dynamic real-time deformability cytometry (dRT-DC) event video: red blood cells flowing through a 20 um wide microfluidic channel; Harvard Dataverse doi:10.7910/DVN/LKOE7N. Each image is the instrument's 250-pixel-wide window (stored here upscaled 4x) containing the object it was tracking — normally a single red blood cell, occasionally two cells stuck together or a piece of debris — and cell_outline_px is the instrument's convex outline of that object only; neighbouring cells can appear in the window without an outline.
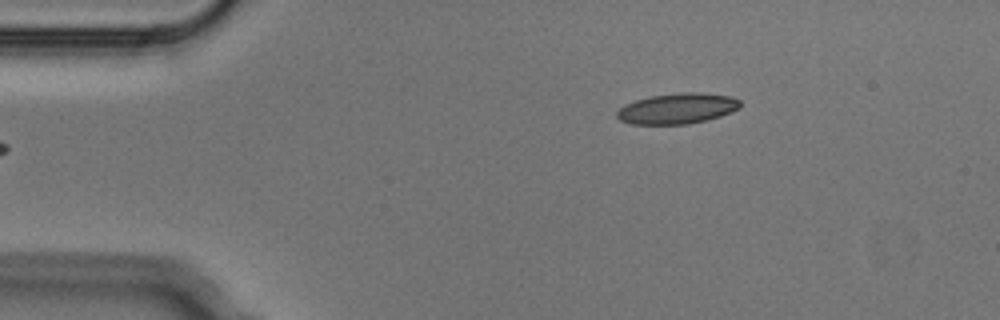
{"species": "Egyptian fruit bat (a non-hibernating species)", "species_latin": "Rousettus aegyptiacus", "temperature_condition": "cold", "stored_images_in_passage": 2, "camera_frame_rate_fps": 3000, "um_per_image_px": 0.085, "animal": {"sex": "male"}, "frame": {"image": 1, "passage_image": 2, "time_ms": 0.333, "image_size_px": [1000, 320], "cell_outline_px": [[740, 108], [732, 112], [708, 120], [688, 124], [632, 124], [620, 120], [616, 116], [616, 112], [624, 104], [636, 100], [652, 96], [680, 92], [700, 92], [732, 96], [740, 100]], "centroid_in_image_um": [57.6, 9.22], "position_along_channel_um": 27.4, "area_um2": 22.14}}